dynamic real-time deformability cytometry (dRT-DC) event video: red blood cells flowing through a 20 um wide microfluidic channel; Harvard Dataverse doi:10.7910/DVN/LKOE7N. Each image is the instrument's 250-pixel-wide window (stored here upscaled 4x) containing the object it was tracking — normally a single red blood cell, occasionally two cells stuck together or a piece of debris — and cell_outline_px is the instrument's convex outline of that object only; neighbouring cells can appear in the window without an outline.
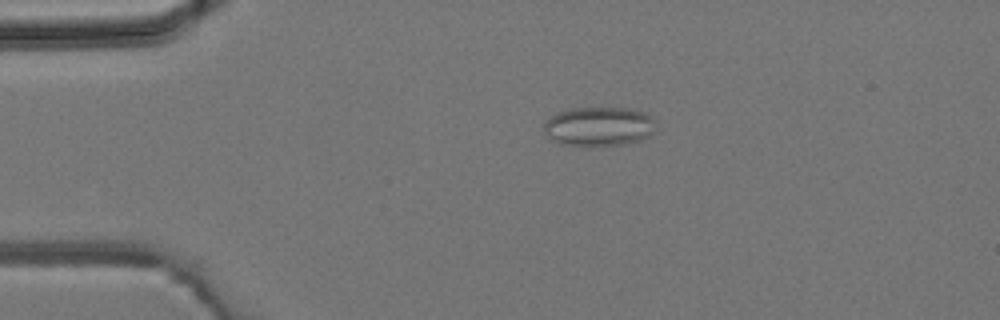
{"species": "common noctule bat (a hibernating species)", "species_latin": "Nyctalus noctula", "temperature_condition": "room temperature", "stored_images_in_passage": 4, "camera_frame_rate_fps": 3000, "um_per_image_px": 0.085, "animal": {"sex": "male", "body_mass_g": 19.2, "forearm_length_mm": 51.8}, "frame": {"image": 1, "passage_image": 3, "time_ms": 2.333, "image_size_px": [1000, 320], "cell_outline_px": [[656, 120], [652, 132], [648, 136], [640, 140], [628, 144], [600, 148], [580, 148], [560, 144], [552, 140], [544, 132], [544, 120], [556, 112], [576, 108], [624, 108], [644, 112]], "centroid_in_image_um": [50.86, 10.8], "position_along_channel_um": 34.1, "area_um2": 26.53}}